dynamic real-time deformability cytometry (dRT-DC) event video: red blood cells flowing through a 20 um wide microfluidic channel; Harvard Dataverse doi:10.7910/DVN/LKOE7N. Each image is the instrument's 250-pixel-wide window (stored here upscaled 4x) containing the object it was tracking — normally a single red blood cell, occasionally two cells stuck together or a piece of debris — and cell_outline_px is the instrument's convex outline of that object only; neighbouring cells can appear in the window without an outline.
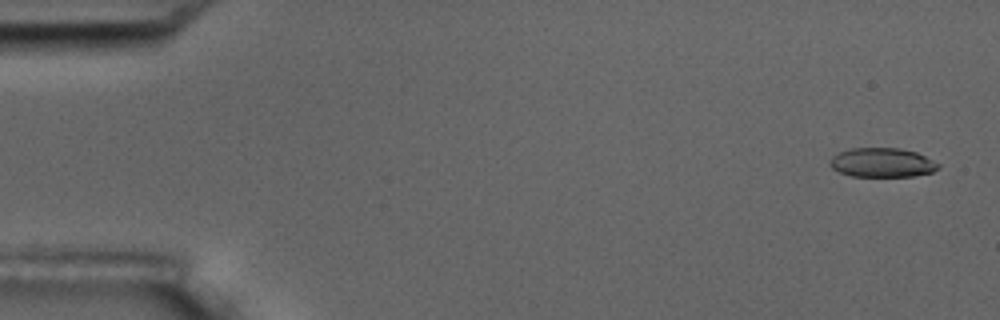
{"species": "common noctule bat (a hibernating species)", "species_latin": "Nyctalus noctula", "temperature_condition": "room temperature", "stored_images_in_passage": 5, "camera_frame_rate_fps": 3000, "um_per_image_px": 0.085, "animal": {"sex": "male", "body_mass_g": 17.5, "forearm_length_mm": 52.3}, "frame": {"image": 1, "passage_image": 1, "time_ms": 0.0, "image_size_px": [1000, 320], "cell_outline_px": [[940, 168], [932, 172], [912, 176], [852, 176], [840, 172], [832, 168], [828, 164], [828, 160], [832, 156], [840, 152], [852, 148], [900, 148], [916, 152], [940, 164]], "centroid_in_image_um": [74.96, 13.82], "position_along_channel_um": 10.0, "area_um2": 18.44}}
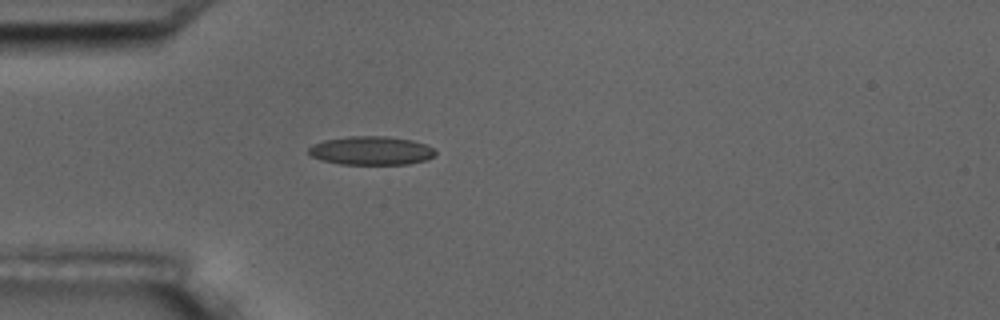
{"frame": {"image": 2, "passage_image": 5, "time_ms": 4.667, "image_size_px": [1000, 320], "cell_outline_px": [[436, 152], [428, 160], [408, 164], [340, 164], [320, 160], [312, 156], [308, 152], [308, 148], [312, 144], [324, 140], [348, 136], [388, 136], [412, 140], [424, 144], [432, 148]], "centroid_in_image_um": [31.52, 12.8], "position_along_channel_um": 53.5, "area_um2": 21.21}}